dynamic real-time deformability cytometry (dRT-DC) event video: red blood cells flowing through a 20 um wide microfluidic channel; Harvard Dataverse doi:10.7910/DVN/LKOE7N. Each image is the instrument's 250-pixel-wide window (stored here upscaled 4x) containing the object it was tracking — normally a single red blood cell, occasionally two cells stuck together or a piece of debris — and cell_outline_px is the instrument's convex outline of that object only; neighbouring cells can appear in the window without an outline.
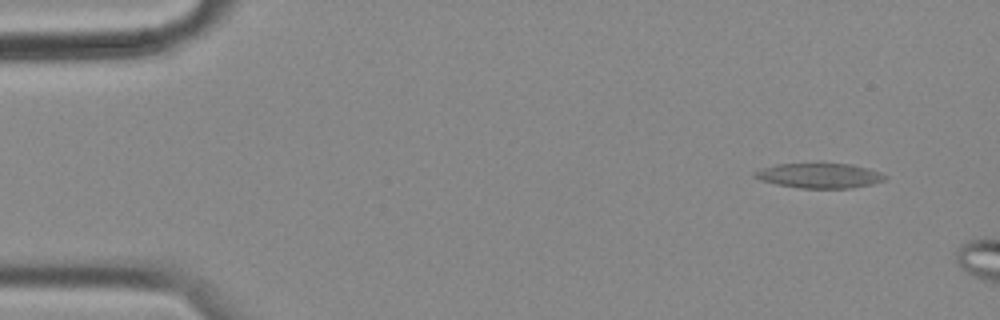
{"species": "common noctule bat (a hibernating species)", "species_latin": "Nyctalus noctula", "temperature_condition": "cold", "stored_images_in_passage": 16, "camera_frame_rate_fps": 3000, "um_per_image_px": 0.085, "animal": {"sex": "female", "body_mass_g": 18.4}, "frame": {"image": 1, "passage_image": 5, "time_ms": 1.333, "image_size_px": [1000, 320], "cell_outline_px": [[888, 176], [884, 180], [868, 184], [848, 188], [800, 188], [776, 184], [752, 176], [752, 172], [776, 164], [852, 164]], "centroid_in_image_um": [69.59, 14.93], "position_along_channel_um": 15.4, "area_um2": 18.32}}